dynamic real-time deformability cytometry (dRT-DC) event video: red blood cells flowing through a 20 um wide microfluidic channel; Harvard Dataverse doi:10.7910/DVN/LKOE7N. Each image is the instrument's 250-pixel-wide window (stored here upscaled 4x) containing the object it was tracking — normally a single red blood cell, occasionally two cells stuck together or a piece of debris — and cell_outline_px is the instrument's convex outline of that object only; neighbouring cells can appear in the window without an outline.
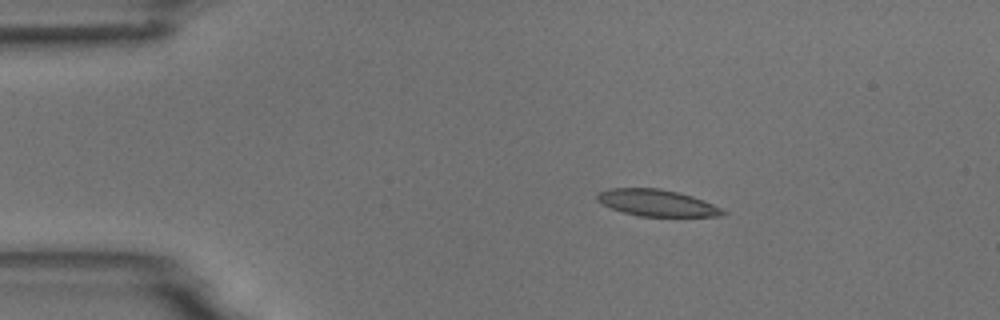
{"species": "common noctule bat (a hibernating species)", "species_latin": "Nyctalus noctula", "temperature_condition": "room temperature", "stored_images_in_passage": 2, "camera_frame_rate_fps": 3000, "um_per_image_px": 0.085, "animal": {"sex": "male", "body_mass_g": 18.8}, "frame": {"image": 1, "passage_image": 1, "time_ms": 0.0, "image_size_px": [1000, 320], "cell_outline_px": [[728, 212], [724, 216], [640, 216], [624, 212], [612, 208], [596, 200], [596, 196], [600, 192], [608, 188], [660, 188], [692, 196], [704, 200]], "centroid_in_image_um": [55.85, 17.24], "position_along_channel_um": 29.2, "area_um2": 19.31}}